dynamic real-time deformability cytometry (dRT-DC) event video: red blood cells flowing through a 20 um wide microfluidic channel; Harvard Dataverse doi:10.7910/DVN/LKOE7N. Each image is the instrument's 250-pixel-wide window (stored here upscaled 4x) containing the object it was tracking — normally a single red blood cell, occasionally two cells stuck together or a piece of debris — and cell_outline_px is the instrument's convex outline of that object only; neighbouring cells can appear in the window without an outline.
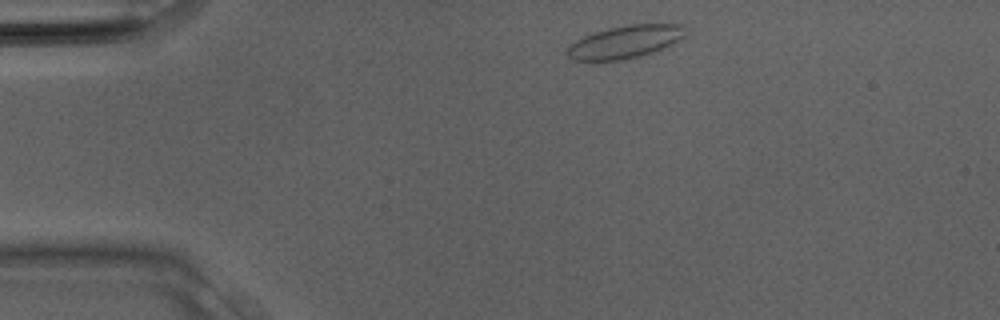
{"species": "Egyptian fruit bat (a non-hibernating species)", "species_latin": "Rousettus aegyptiacus", "temperature_condition": "room temperature", "stored_images_in_passage": 27, "camera_frame_rate_fps": 3000, "um_per_image_px": 0.085, "animal": {"sex": "male"}, "frame": {"image": 1, "passage_image": 1, "time_ms": 0.0, "image_size_px": [1000, 320], "cell_outline_px": [[684, 36], [672, 44], [652, 52], [640, 56], [620, 60], [572, 60], [564, 52], [564, 48], [576, 40], [584, 36], [608, 28], [628, 24], [684, 24]], "centroid_in_image_um": [53.08, 3.56], "position_along_channel_um": 31.9, "area_um2": 22.48}}
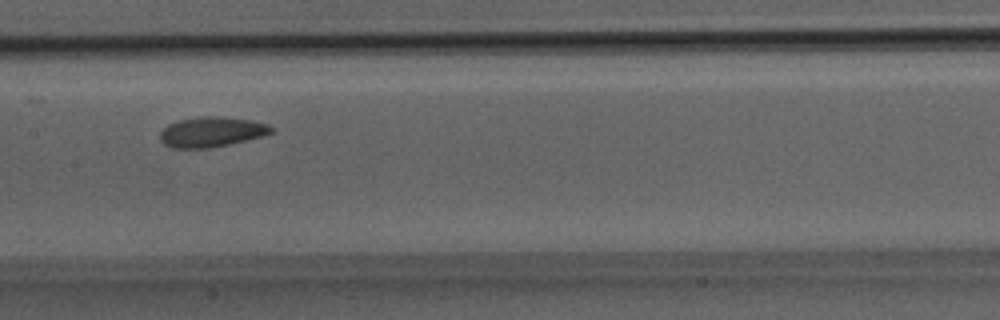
{"frame": {"image": 2, "passage_image": 11, "time_ms": 3.333, "image_size_px": [1000, 320], "cell_outline_px": [[272, 132], [264, 136], [228, 144], [208, 148], [172, 148], [164, 144], [160, 140], [160, 132], [168, 124], [180, 120], [200, 116], [216, 116], [252, 120], [268, 124], [272, 128]], "centroid_in_image_um": [17.97, 11.21], "position_along_channel_um": 189.4, "area_um2": 19.42}}
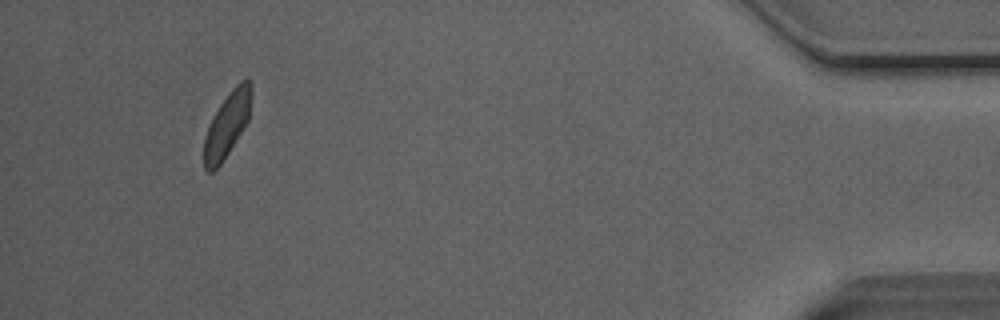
{"frame": {"image": 3, "passage_image": 25, "time_ms": 8.0, "image_size_px": [1000, 320], "cell_outline_px": [[252, 92], [248, 120], [236, 140], [220, 164], [212, 172], [208, 172], [204, 168], [204, 136], [220, 104], [232, 88], [240, 80], [248, 76], [252, 84]], "centroid_in_image_um": [19.33, 10.54], "position_along_channel_um": 415.9, "area_um2": 17.63}}